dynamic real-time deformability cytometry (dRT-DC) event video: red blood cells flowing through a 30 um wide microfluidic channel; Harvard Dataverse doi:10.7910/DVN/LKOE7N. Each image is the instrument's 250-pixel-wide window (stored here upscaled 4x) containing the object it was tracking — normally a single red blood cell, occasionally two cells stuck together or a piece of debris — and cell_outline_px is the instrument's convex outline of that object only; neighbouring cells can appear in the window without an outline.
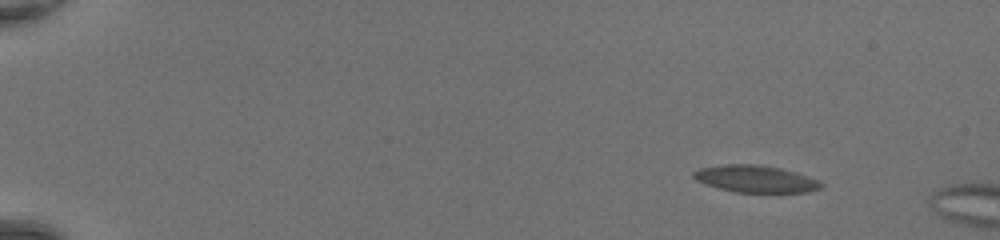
{"species": "common noctule bat (a hibernating species)", "species_latin": "Nyctalus noctula", "temperature_condition": "room temperature", "stored_images_in_passage": 14, "camera_frame_rate_fps": 3000, "um_per_image_px": 0.085, "animal": {"sex": "female", "body_mass_g": 20.0, "forearm_length_mm": 54.0}, "frame": {"image": 1, "passage_image": 7, "time_ms": 2.0, "image_size_px": [1000, 240], "cell_outline_px": [[824, 184], [820, 188], [808, 192], [736, 192], [704, 184], [696, 180], [692, 176], [692, 172], [700, 168], [724, 164], [752, 164], [780, 168], [820, 180]], "centroid_in_image_um": [64.2, 15.21], "position_along_channel_um": 20.8, "area_um2": 19.94}}